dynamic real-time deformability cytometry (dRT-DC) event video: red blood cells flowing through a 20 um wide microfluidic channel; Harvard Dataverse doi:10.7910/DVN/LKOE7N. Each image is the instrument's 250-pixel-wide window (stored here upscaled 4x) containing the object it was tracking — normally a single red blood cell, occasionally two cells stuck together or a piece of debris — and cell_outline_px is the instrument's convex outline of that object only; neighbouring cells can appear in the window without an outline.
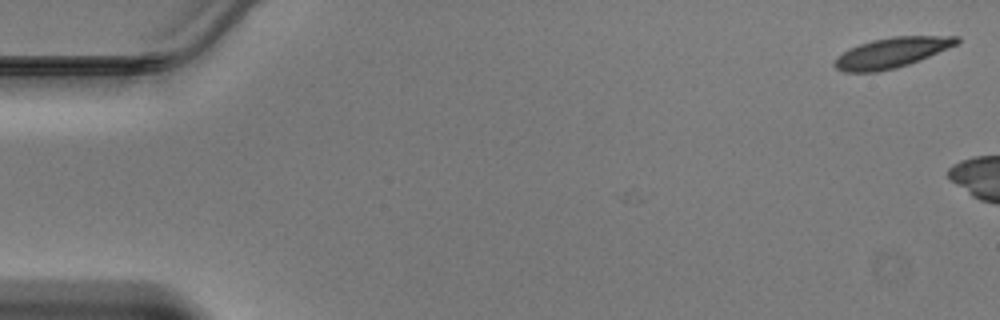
{"species": "Egyptian fruit bat (a non-hibernating species)", "species_latin": "Rousettus aegyptiacus", "temperature_condition": "warm", "stored_images_in_passage": 7, "camera_frame_rate_fps": 3000, "um_per_image_px": 0.085, "animal": {"sex": "male"}, "frame": {"image": 1, "passage_image": 1, "time_ms": 0.0, "image_size_px": [1000, 320], "cell_outline_px": [[960, 40], [956, 44], [948, 48], [920, 60], [896, 68], [876, 72], [844, 72], [836, 68], [832, 64], [848, 48], [872, 40], [892, 36], [960, 36]], "centroid_in_image_um": [75.79, 4.47], "position_along_channel_um": 9.2, "area_um2": 21.33}}